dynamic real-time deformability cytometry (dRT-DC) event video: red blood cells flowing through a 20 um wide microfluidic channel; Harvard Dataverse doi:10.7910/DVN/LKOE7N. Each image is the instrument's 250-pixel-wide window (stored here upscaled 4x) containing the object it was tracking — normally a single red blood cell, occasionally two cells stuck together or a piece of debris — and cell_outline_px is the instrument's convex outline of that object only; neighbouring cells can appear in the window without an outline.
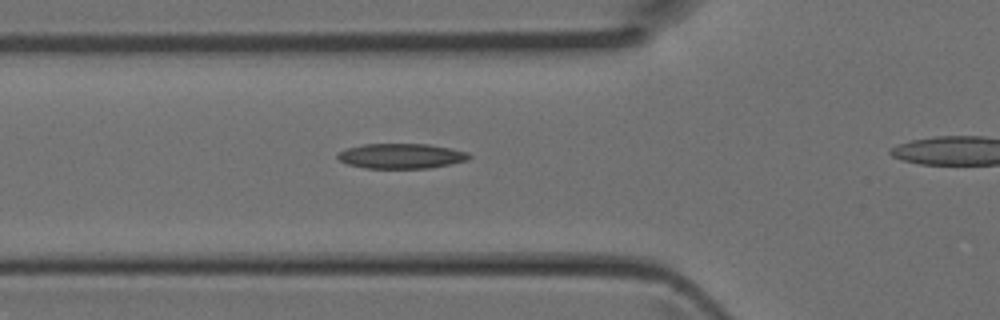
{"species": "Egyptian fruit bat (a non-hibernating species)", "species_latin": "Rousettus aegyptiacus", "temperature_condition": "room temperature", "stored_images_in_passage": 22, "camera_frame_rate_fps": 3000, "um_per_image_px": 0.085, "animal": {"sex": "female"}, "frame": {"image": 1, "passage_image": 2, "time_ms": 0.333, "image_size_px": [1000, 320], "cell_outline_px": [[472, 156], [468, 160], [428, 168], [364, 168], [348, 164], [340, 160], [336, 156], [340, 152], [348, 148], [364, 144], [428, 144], [468, 152]], "centroid_in_image_um": [34.11, 13.26], "position_along_channel_um": 91.7, "area_um2": 18.96}}
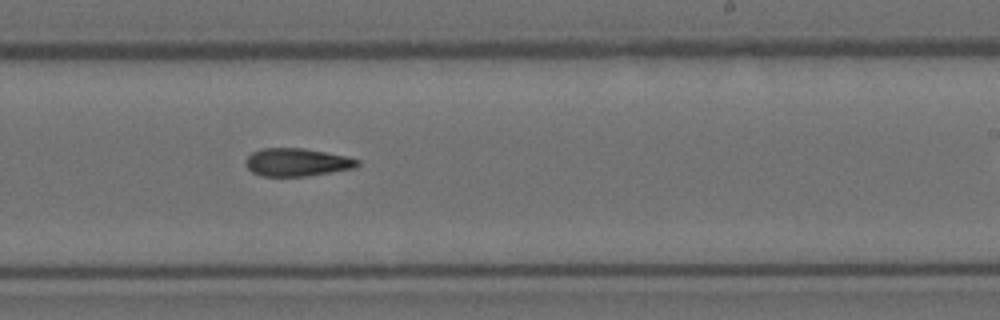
{"frame": {"image": 2, "passage_image": 13, "time_ms": 4.0, "image_size_px": [1000, 320], "cell_outline_px": [[360, 164], [356, 168], [308, 176], [260, 176], [252, 172], [244, 164], [244, 160], [252, 152], [260, 148], [304, 148], [344, 156], [360, 160]], "centroid_in_image_um": [25.21, 13.79], "position_along_channel_um": 263.8, "area_um2": 18.32}}
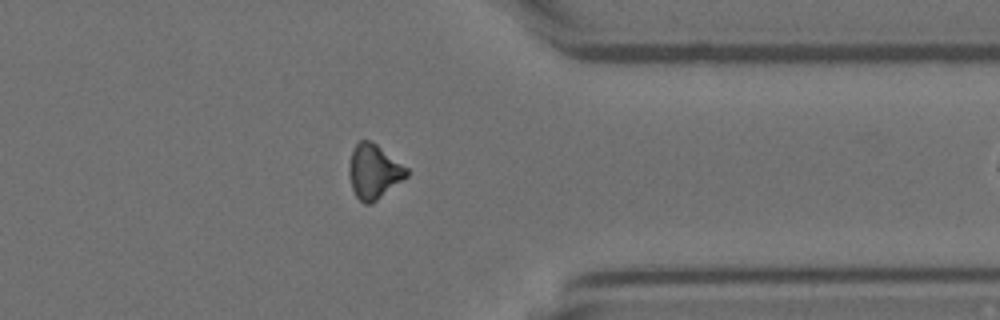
{"frame": {"image": 3, "passage_image": 21, "time_ms": 6.667, "image_size_px": [1000, 320], "cell_outline_px": [[408, 176], [372, 204], [364, 204], [356, 196], [352, 188], [348, 172], [348, 168], [352, 148], [360, 140], [368, 140], [376, 144], [408, 168]], "centroid_in_image_um": [31.76, 14.59], "position_along_channel_um": 379.6, "area_um2": 18.26}}